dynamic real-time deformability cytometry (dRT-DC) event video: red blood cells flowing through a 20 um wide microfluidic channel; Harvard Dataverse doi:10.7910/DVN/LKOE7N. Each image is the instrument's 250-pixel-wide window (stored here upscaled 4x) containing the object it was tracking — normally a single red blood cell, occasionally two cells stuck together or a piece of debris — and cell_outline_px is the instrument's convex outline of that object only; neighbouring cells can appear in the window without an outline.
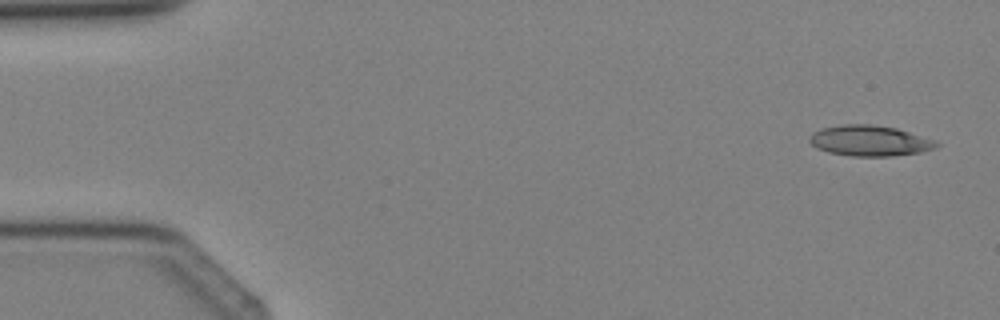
{"species": "Egyptian fruit bat (a non-hibernating species)", "species_latin": "Rousettus aegyptiacus", "temperature_condition": "cold", "stored_images_in_passage": 2, "camera_frame_rate_fps": 3000, "um_per_image_px": 0.085, "animal": {"sex": "female"}, "frame": {"image": 1, "passage_image": 1, "time_ms": 0.0, "image_size_px": [1000, 320], "cell_outline_px": [[940, 144], [936, 148], [920, 152], [892, 156], [852, 156], [828, 152], [816, 148], [808, 140], [808, 136], [812, 132], [820, 128], [844, 124], [868, 124], [896, 128], [936, 140]], "centroid_in_image_um": [73.9, 11.96], "position_along_channel_um": 11.1, "area_um2": 22.77}}